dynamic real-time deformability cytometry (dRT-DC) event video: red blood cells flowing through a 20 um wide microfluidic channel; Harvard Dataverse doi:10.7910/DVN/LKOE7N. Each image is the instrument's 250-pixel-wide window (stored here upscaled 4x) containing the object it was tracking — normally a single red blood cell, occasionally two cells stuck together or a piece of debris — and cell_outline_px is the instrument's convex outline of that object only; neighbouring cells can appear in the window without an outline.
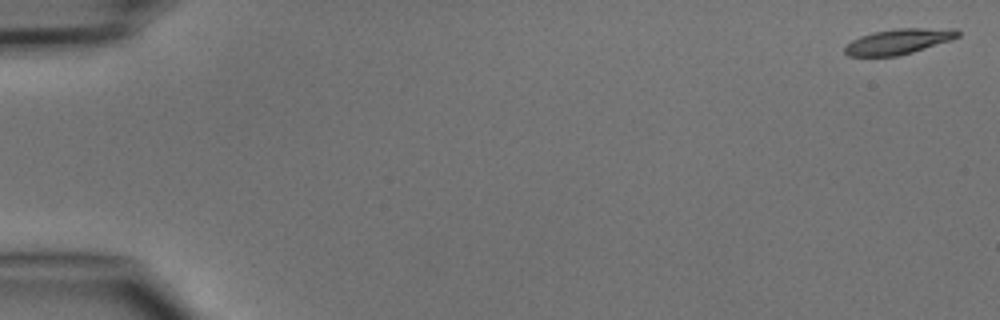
{"species": "common noctule bat (a hibernating species)", "species_latin": "Nyctalus noctula", "temperature_condition": "cold", "stored_images_in_passage": 4, "camera_frame_rate_fps": 3000, "um_per_image_px": 0.085, "animal": {"sex": "male", "body_mass_g": 15.6}, "frame": {"image": 1, "passage_image": 1, "time_ms": 0.0, "image_size_px": [1000, 320], "cell_outline_px": [[960, 36], [952, 40], [912, 52], [896, 56], [848, 56], [844, 52], [844, 48], [852, 40], [860, 36], [872, 32], [896, 28], [956, 28], [960, 32]], "centroid_in_image_um": [76.41, 3.51], "position_along_channel_um": 8.6, "area_um2": 16.82}}
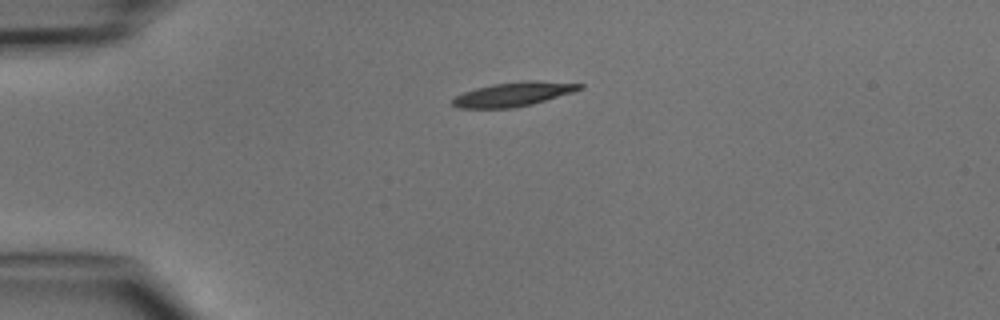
{"frame": {"image": 2, "passage_image": 4, "time_ms": 3.667, "image_size_px": [1000, 320], "cell_outline_px": [[584, 88], [572, 92], [532, 104], [512, 108], [456, 108], [452, 104], [452, 100], [456, 96], [464, 92], [476, 88], [492, 84], [520, 80], [536, 80], [584, 84]], "centroid_in_image_um": [43.63, 7.99], "position_along_channel_um": 41.4, "area_um2": 17.92}}